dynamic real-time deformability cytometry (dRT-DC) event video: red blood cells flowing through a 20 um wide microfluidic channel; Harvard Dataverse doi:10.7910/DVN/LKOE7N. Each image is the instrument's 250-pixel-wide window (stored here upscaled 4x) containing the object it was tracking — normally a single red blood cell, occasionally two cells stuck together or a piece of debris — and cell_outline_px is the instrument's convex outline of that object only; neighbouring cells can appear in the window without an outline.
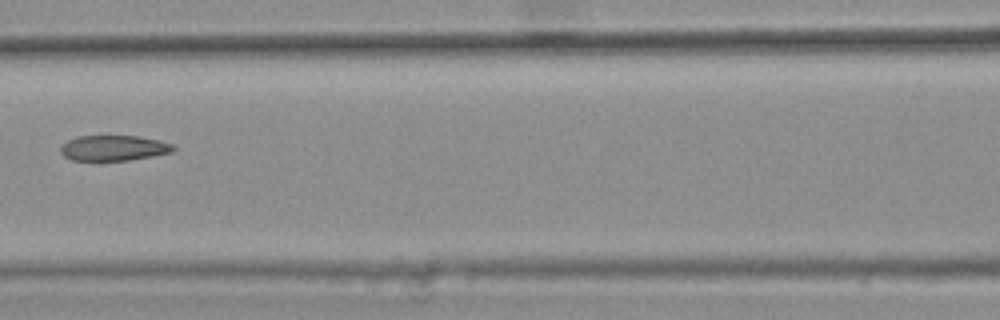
{"species": "common noctule bat (a hibernating species)", "species_latin": "Nyctalus noctula", "temperature_condition": "warm", "stored_images_in_passage": 5, "camera_frame_rate_fps": 3000, "um_per_image_px": 0.085, "animal": {"sex": "female", "body_mass_g": 25.1}, "frame": {"image": 1, "passage_image": 5, "time_ms": 1.333, "image_size_px": [1000, 320], "cell_outline_px": [[176, 148], [172, 152], [152, 156], [128, 160], [72, 160], [64, 156], [60, 152], [60, 144], [76, 136], [140, 136], [160, 140], [172, 144]], "centroid_in_image_um": [9.64, 12.57], "position_along_channel_um": 157.0, "area_um2": 16.76}}